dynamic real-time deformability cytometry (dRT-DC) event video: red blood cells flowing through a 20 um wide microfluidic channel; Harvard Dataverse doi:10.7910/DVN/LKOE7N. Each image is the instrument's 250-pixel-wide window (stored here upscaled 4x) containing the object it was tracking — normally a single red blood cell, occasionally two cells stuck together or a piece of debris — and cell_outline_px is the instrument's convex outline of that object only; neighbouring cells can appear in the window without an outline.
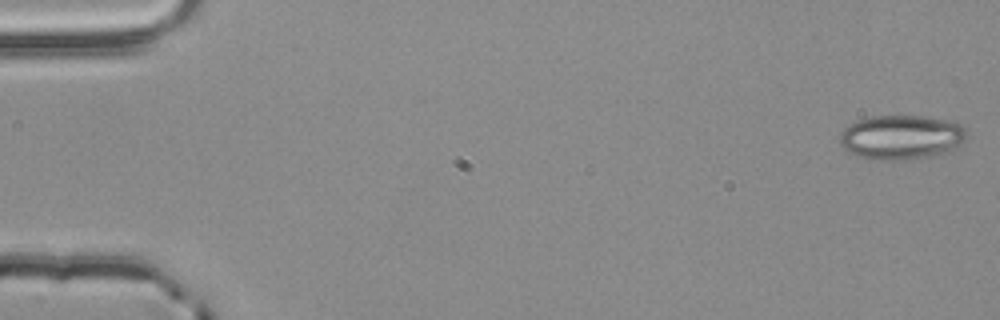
{"species": "common noctule bat (a hibernating species)", "species_latin": "Nyctalus noctula", "temperature_condition": "room temperature", "stored_images_in_passage": 51, "camera_frame_rate_fps": 3000, "um_per_image_px": 0.085, "animal": {"sex": "male", "body_mass_g": 20.4}, "frame": {"image": 1, "passage_image": 1, "time_ms": 0.0, "image_size_px": [1000, 320], "cell_outline_px": [[968, 136], [964, 140], [952, 148], [940, 152], [924, 156], [896, 160], [868, 160], [856, 156], [848, 152], [840, 144], [840, 132], [844, 128], [856, 120], [872, 116], [924, 116], [948, 120], [960, 124], [968, 132]], "centroid_in_image_um": [76.54, 11.65], "position_along_channel_um": 8.5, "area_um2": 32.6}}
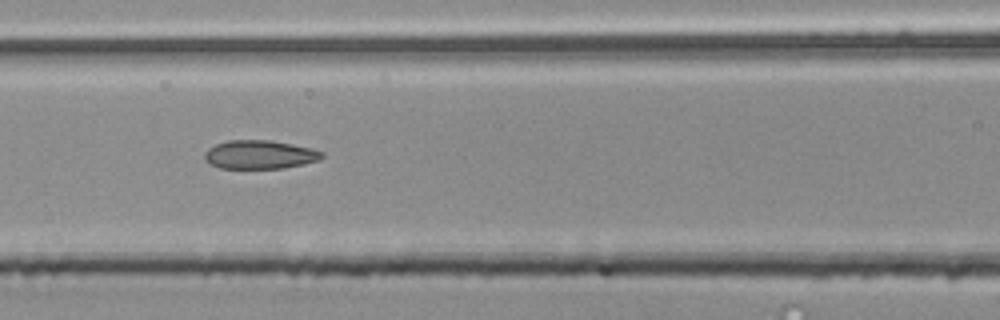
{"frame": {"image": 2, "passage_image": 24, "time_ms": 7.667, "image_size_px": [1000, 320], "cell_outline_px": [[324, 156], [320, 160], [304, 164], [284, 168], [220, 168], [204, 160], [204, 152], [208, 148], [216, 144], [228, 140], [268, 140], [292, 144], [312, 148], [324, 152]], "centroid_in_image_um": [22.09, 13.14], "position_along_channel_um": 144.5, "area_um2": 19.65}}
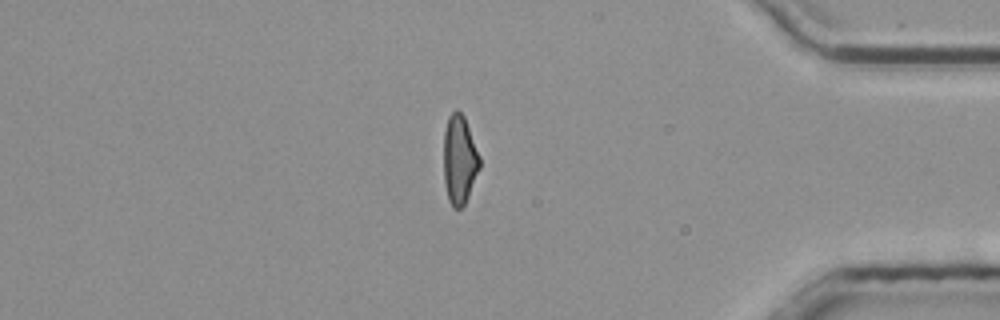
{"frame": {"image": 3, "passage_image": 46, "time_ms": 15.0, "image_size_px": [1000, 320], "cell_outline_px": [[480, 168], [468, 196], [464, 204], [460, 208], [452, 208], [448, 200], [444, 184], [444, 132], [448, 116], [456, 108], [464, 116], [480, 156]], "centroid_in_image_um": [39.04, 13.57], "position_along_channel_um": 396.2, "area_um2": 18.73}}